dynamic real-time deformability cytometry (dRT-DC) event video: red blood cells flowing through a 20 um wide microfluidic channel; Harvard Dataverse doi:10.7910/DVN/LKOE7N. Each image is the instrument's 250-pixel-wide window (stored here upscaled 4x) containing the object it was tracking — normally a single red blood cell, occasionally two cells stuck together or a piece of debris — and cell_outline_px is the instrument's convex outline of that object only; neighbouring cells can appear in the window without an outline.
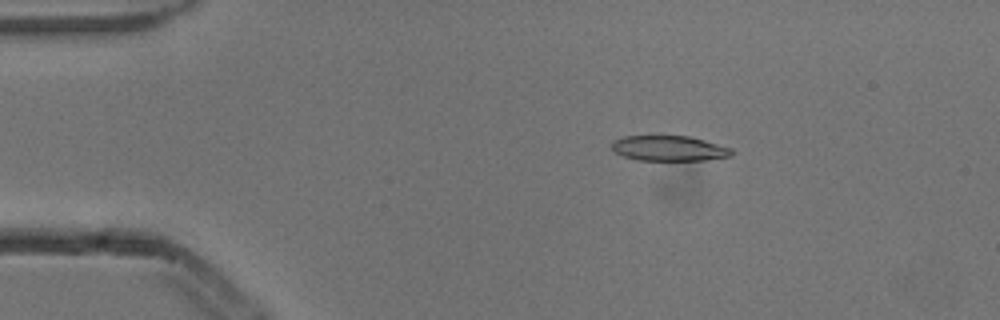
{"species": "common noctule bat (a hibernating species)", "species_latin": "Nyctalus noctula", "temperature_condition": "cold", "stored_images_in_passage": 4, "camera_frame_rate_fps": 3000, "um_per_image_px": 0.085, "animal": {"sex": "male", "body_mass_g": 13.3}, "frame": {"image": 1, "passage_image": 3, "time_ms": 0.667, "image_size_px": [1000, 320], "cell_outline_px": [[736, 152], [732, 156], [708, 160], [640, 160], [624, 156], [616, 152], [612, 148], [612, 140], [624, 136], [688, 136], [704, 140], [732, 148]], "centroid_in_image_um": [56.92, 12.61], "position_along_channel_um": 28.1, "area_um2": 17.69}}